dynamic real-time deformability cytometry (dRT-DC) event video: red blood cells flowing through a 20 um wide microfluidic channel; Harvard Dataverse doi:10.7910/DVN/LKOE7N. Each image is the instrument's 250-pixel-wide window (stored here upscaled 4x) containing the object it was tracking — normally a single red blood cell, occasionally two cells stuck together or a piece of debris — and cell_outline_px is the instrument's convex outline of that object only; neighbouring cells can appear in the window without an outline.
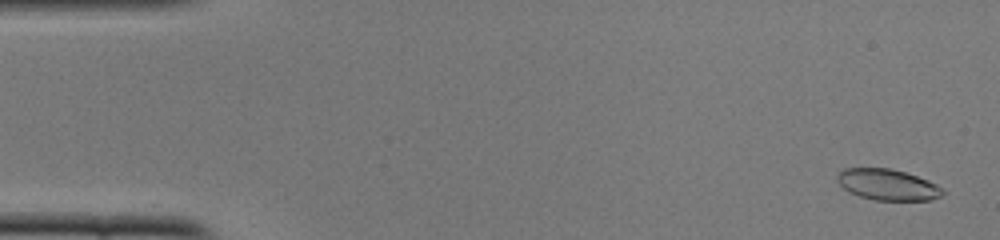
{"species": "common noctule bat (a hibernating species)", "species_latin": "Nyctalus noctula", "temperature_condition": "cold", "stored_images_in_passage": 51, "camera_frame_rate_fps": 3000, "um_per_image_px": 0.085, "animal": {"sex": "female", "body_mass_g": 22.0, "forearm_length_mm": 56.7}, "frame": {"image": 1, "passage_image": 2, "time_ms": 0.333, "image_size_px": [1000, 240], "cell_outline_px": [[944, 192], [940, 196], [932, 200], [876, 200], [860, 196], [848, 192], [836, 180], [836, 176], [844, 168], [892, 168], [928, 180], [936, 184]], "centroid_in_image_um": [75.42, 15.69], "position_along_channel_um": 9.6, "area_um2": 18.96}}
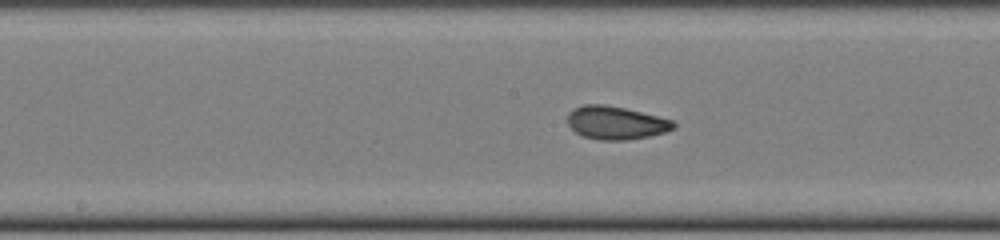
{"frame": {"image": 2, "passage_image": 26, "time_ms": 8.333, "image_size_px": [1000, 240], "cell_outline_px": [[676, 128], [664, 132], [648, 136], [628, 140], [600, 140], [584, 136], [576, 132], [568, 124], [568, 112], [572, 108], [584, 104], [604, 104], [624, 108], [672, 120], [676, 124]], "centroid_in_image_um": [52.33, 10.43], "position_along_channel_um": 195.9, "area_um2": 20.35}}
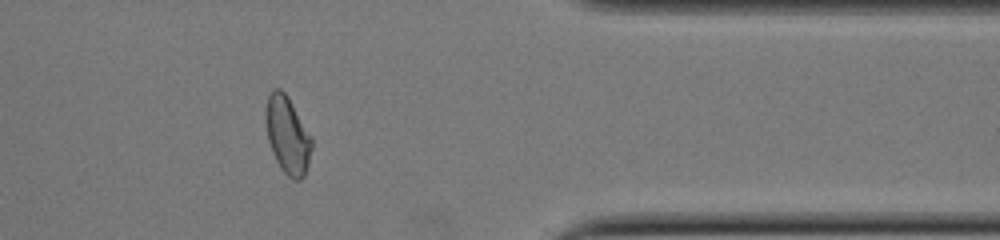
{"frame": {"image": 3, "passage_image": 42, "time_ms": 13.667, "image_size_px": [1000, 240], "cell_outline_px": [[312, 148], [308, 164], [304, 176], [300, 180], [292, 180], [280, 168], [272, 152], [268, 140], [264, 120], [264, 112], [268, 96], [276, 88], [280, 88], [288, 96], [312, 136]], "centroid_in_image_um": [24.43, 11.48], "position_along_channel_um": 387.0, "area_um2": 20.98}, "authors_computed_cell_mechanics": {"area_um2": 20.3456, "velocity_mm_per_s": 3.9131, "shape_relaxation_time_tau1_ms": 3.6759, "shape_relaxation_time_tau2_ms": 1.3979, "deformation_change_tau1": 0.1378, "deformation_change_tau2": 0.0534}}